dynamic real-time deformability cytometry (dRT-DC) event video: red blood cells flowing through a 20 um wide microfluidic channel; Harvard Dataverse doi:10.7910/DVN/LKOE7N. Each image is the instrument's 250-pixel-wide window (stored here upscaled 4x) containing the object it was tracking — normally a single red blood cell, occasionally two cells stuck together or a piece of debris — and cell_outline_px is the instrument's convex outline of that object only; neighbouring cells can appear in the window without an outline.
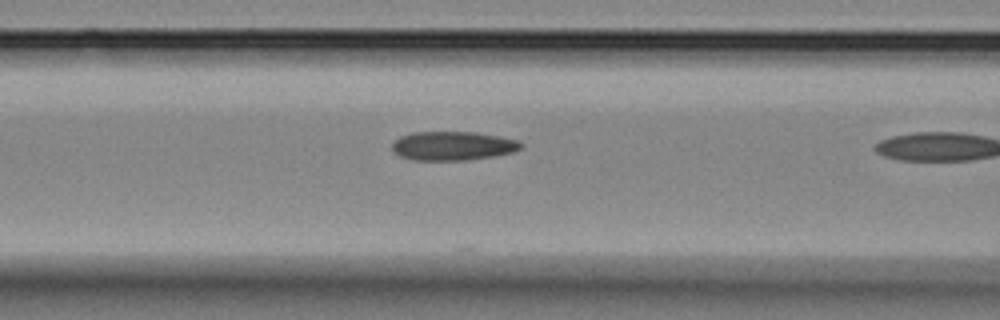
{"species": "Egyptian fruit bat (a non-hibernating species)", "species_latin": "Rousettus aegyptiacus", "temperature_condition": "room temperature", "stored_images_in_passage": 4, "camera_frame_rate_fps": 3000, "um_per_image_px": 0.085, "animal": {"sex": "female"}, "frame": {"image": 1, "passage_image": 3, "time_ms": 2.333, "image_size_px": [1000, 320], "cell_outline_px": [[524, 144], [520, 148], [512, 152], [496, 156], [464, 160], [412, 160], [400, 156], [392, 148], [392, 144], [400, 136], [412, 132], [476, 132], [520, 140]], "centroid_in_image_um": [38.51, 12.39], "position_along_channel_um": 128.1, "area_um2": 21.73}}